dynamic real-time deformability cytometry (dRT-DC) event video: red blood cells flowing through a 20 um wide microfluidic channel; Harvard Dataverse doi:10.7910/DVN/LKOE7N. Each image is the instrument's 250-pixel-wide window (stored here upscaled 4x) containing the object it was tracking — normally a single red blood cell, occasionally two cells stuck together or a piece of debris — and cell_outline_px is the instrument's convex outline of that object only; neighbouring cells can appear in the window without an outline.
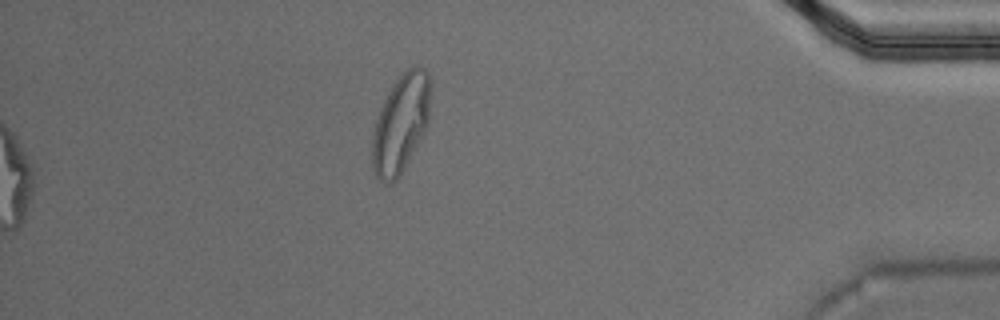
{"species": "Egyptian fruit bat (a non-hibernating species)", "species_latin": "Rousettus aegyptiacus", "temperature_condition": "warm", "stored_images_in_passage": 54, "segment_of_instrument_passage": [2, 2], "camera_frame_rate_fps": 3000, "um_per_image_px": 0.085, "animal": {"sex": "male"}, "frame": {"image": 1, "passage_image": 54, "time_ms": 17.667, "image_size_px": [1000, 320], "cell_outline_px": [[432, 84], [428, 124], [424, 132], [400, 176], [396, 180], [388, 184], [384, 184], [376, 176], [372, 168], [372, 136], [376, 120], [380, 108], [388, 92], [396, 80], [412, 64], [424, 68], [428, 72]], "centroid_in_image_um": [34.08, 10.48], "position_along_channel_um": 401.1, "area_um2": 33.7}}